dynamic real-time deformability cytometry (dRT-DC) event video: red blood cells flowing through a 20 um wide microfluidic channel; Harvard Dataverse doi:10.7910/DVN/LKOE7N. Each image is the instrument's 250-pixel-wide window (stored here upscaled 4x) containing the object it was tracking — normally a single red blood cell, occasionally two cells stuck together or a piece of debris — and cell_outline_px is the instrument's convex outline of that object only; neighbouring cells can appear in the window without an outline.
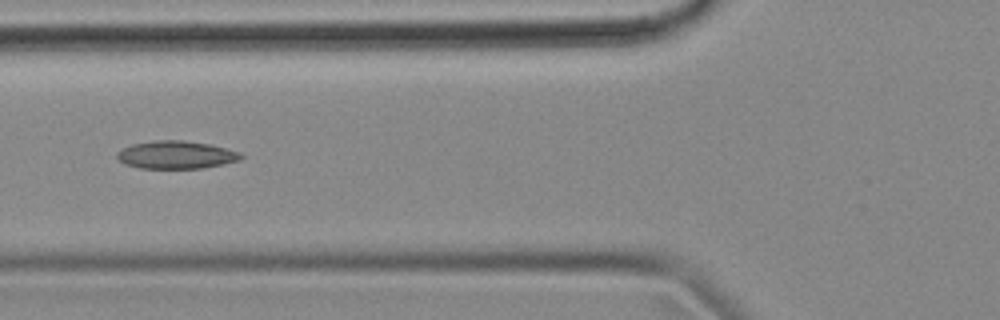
{"species": "common noctule bat (a hibernating species)", "species_latin": "Nyctalus noctula", "temperature_condition": "cold", "stored_images_in_passage": 9, "camera_frame_rate_fps": 3000, "um_per_image_px": 0.085, "animal": {"sex": "female", "body_mass_g": 18.4}, "frame": {"image": 1, "passage_image": 6, "time_ms": 1.667, "image_size_px": [1000, 320], "cell_outline_px": [[244, 156], [240, 160], [200, 168], [140, 168], [124, 164], [116, 156], [116, 152], [132, 144], [156, 140], [184, 140], [208, 144], [240, 152]], "centroid_in_image_um": [14.94, 13.16], "position_along_channel_um": 110.9, "area_um2": 19.88}}